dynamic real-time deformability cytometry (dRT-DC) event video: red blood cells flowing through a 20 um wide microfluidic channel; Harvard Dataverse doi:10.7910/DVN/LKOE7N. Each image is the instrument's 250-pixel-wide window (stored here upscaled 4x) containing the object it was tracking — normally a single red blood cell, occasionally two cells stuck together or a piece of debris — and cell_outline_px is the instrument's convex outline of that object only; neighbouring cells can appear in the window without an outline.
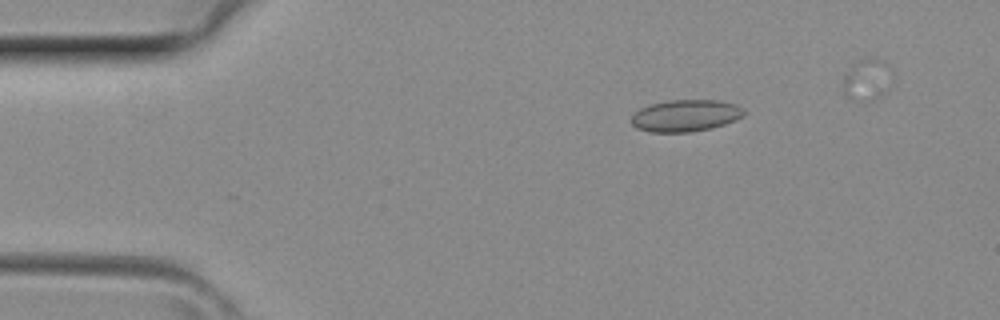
{"species": "common noctule bat (a hibernating species)", "species_latin": "Nyctalus noctula", "temperature_condition": "room temperature", "stored_images_in_passage": 3, "camera_frame_rate_fps": 3000, "um_per_image_px": 0.085, "animal": {"sex": "female", "body_mass_g": 29.2, "forearm_length_mm": 56.3}, "frame": {"image": 1, "passage_image": 1, "time_ms": 0.0, "image_size_px": [1000, 320], "cell_outline_px": [[744, 116], [724, 124], [712, 128], [692, 132], [648, 132], [636, 128], [632, 124], [632, 116], [640, 108], [648, 104], [668, 100], [716, 100], [736, 104], [744, 108]], "centroid_in_image_um": [58.26, 9.83], "position_along_channel_um": 26.7, "area_um2": 21.04}}